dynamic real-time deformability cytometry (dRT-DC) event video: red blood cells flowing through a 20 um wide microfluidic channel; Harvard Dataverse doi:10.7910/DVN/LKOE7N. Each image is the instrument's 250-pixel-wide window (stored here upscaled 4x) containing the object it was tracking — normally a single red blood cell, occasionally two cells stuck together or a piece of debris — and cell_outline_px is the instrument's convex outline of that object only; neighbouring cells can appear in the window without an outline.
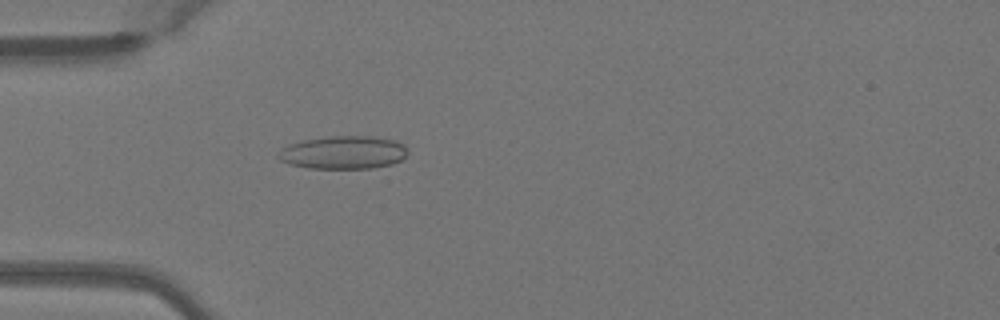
{"species": "Egyptian fruit bat (a non-hibernating species)", "species_latin": "Rousettus aegyptiacus", "temperature_condition": "warm", "stored_images_in_passage": 40, "camera_frame_rate_fps": 3000, "um_per_image_px": 0.085, "animal": {"sex": "female"}, "frame": {"image": 1, "passage_image": 5, "time_ms": 1.333, "image_size_px": [1000, 320], "cell_outline_px": [[408, 152], [400, 160], [392, 164], [372, 168], [308, 168], [288, 164], [280, 160], [276, 156], [288, 144], [300, 140], [332, 136], [368, 136], [396, 140], [404, 144]], "centroid_in_image_um": [29.17, 12.96], "position_along_channel_um": 55.8, "area_um2": 24.97}}
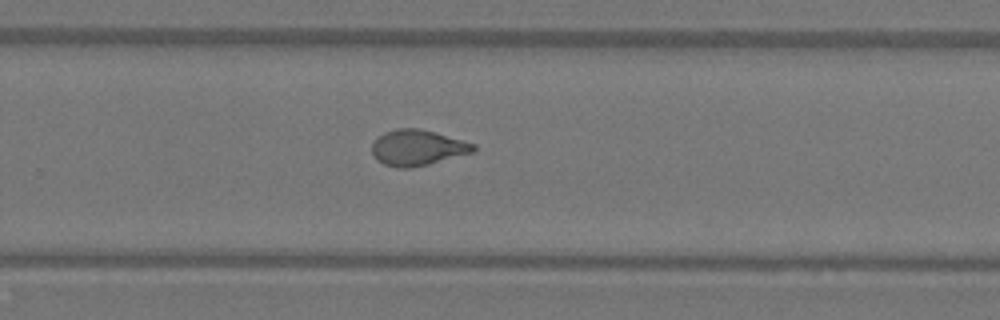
{"frame": {"image": 2, "passage_image": 23, "time_ms": 7.333, "image_size_px": [1000, 320], "cell_outline_px": [[476, 148], [472, 152], [428, 164], [412, 168], [396, 168], [384, 164], [376, 160], [372, 152], [372, 144], [384, 132], [396, 128], [420, 128], [436, 132], [476, 144]], "centroid_in_image_um": [35.47, 12.55], "position_along_channel_um": 294.3, "area_um2": 21.1}}
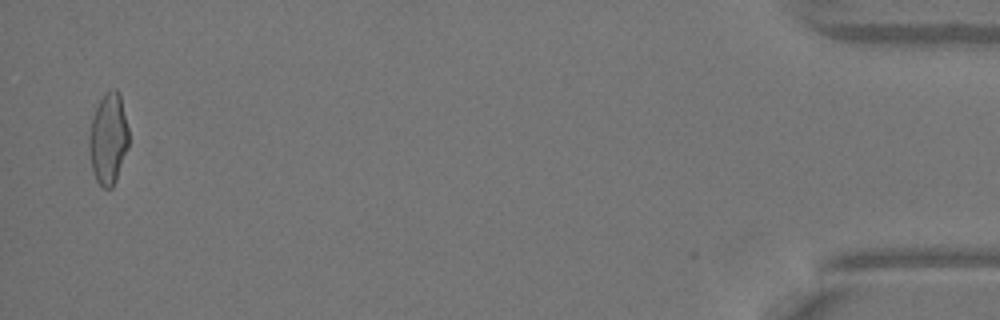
{"frame": {"image": 3, "passage_image": 39, "time_ms": 12.667, "image_size_px": [1000, 320], "cell_outline_px": [[128, 148], [116, 180], [112, 188], [104, 188], [96, 180], [92, 168], [88, 148], [88, 140], [92, 120], [96, 108], [104, 92], [112, 88], [116, 88], [120, 92], [128, 128]], "centroid_in_image_um": [9.21, 11.76], "position_along_channel_um": 426.0, "area_um2": 21.1}, "authors_computed_cell_mechanics": {"area_um2": 20.9814, "velocity_mm_per_s": 4.0824, "shape_relaxation_time_tau1_ms": 7.2467, "shape_relaxation_time_tau2_ms": 1.0656, "deformation_change_tau1": 0.2225, "deformation_change_tau2": 0.0828}}